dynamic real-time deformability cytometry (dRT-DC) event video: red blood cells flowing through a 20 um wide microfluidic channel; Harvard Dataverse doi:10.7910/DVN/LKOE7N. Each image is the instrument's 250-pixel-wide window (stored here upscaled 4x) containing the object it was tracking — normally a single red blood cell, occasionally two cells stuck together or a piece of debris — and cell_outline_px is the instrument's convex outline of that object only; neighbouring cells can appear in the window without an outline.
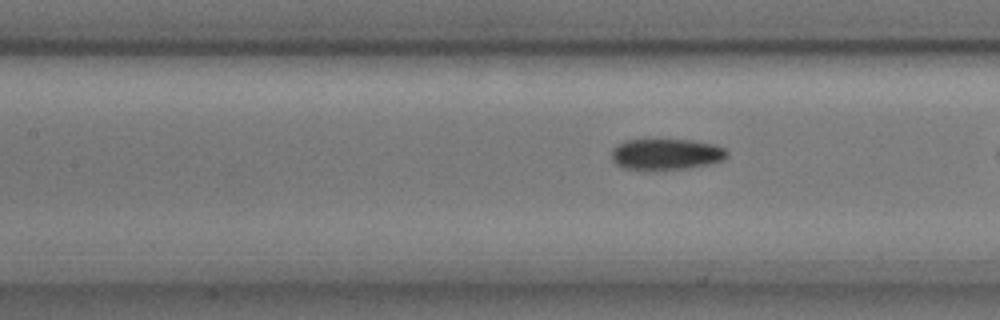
{"species": "common noctule bat (a hibernating species)", "species_latin": "Nyctalus noctula", "temperature_condition": "cold", "stored_images_in_passage": 5, "segment_of_instrument_passage": [2, 2], "camera_frame_rate_fps": 3000, "um_per_image_px": 0.085, "animal": {"sex": "male", "body_mass_g": 17.9, "forearm_length_mm": 54.2}, "frame": {"image": 1, "passage_image": 5, "time_ms": 1.333, "image_size_px": [1000, 320], "cell_outline_px": [[728, 156], [724, 160], [708, 164], [688, 168], [624, 168], [616, 164], [612, 160], [612, 152], [620, 144], [628, 140], [692, 140], [716, 144], [724, 148], [728, 152]], "centroid_in_image_um": [56.71, 13.09], "position_along_channel_um": 150.7, "area_um2": 20.35}}